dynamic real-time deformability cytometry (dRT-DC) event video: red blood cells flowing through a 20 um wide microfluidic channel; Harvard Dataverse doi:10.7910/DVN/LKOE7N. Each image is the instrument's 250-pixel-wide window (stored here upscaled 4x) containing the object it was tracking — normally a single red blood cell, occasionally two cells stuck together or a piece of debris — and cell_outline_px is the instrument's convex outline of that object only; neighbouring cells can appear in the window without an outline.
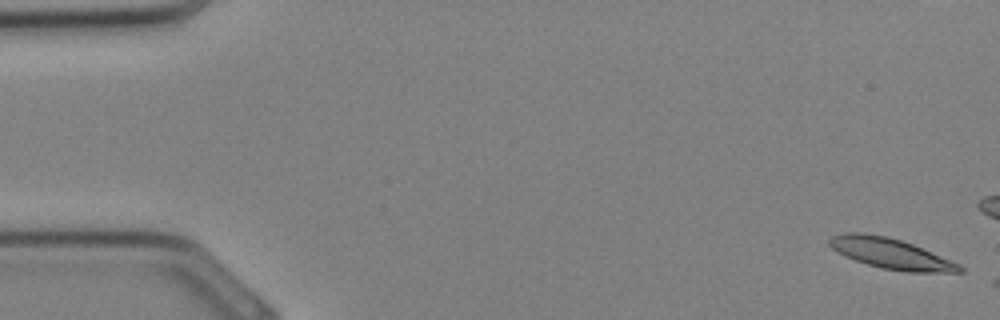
{"species": "Egyptian fruit bat (a non-hibernating species)", "species_latin": "Rousettus aegyptiacus", "temperature_condition": "cold", "stored_images_in_passage": 2, "camera_frame_rate_fps": 3000, "um_per_image_px": 0.085, "animal": {"sex": "female"}, "frame": {"image": 1, "passage_image": 1, "time_ms": 0.0, "image_size_px": [1000, 320], "cell_outline_px": [[964, 272], [908, 272], [880, 268], [856, 260], [832, 248], [828, 244], [828, 240], [832, 236], [840, 232], [864, 232], [888, 236], [912, 244], [960, 264], [964, 268]], "centroid_in_image_um": [75.71, 21.54], "position_along_channel_um": 9.3, "area_um2": 23.0}}